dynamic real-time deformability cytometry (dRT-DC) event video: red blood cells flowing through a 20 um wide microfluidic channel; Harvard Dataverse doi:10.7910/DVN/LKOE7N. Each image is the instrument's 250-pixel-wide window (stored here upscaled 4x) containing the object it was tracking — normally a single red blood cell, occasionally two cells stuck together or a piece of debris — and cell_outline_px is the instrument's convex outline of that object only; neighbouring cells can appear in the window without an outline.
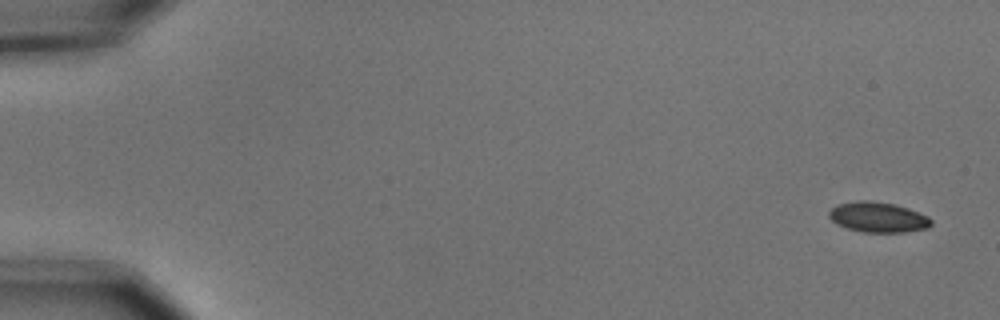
{"species": "common noctule bat (a hibernating species)", "species_latin": "Nyctalus noctula", "temperature_condition": "cold", "stored_images_in_passage": 6, "camera_frame_rate_fps": 3000, "um_per_image_px": 0.085, "animal": {"sex": "male", "body_mass_g": 15.6}, "frame": {"image": 1, "passage_image": 1, "time_ms": 0.0, "image_size_px": [1000, 320], "cell_outline_px": [[932, 224], [928, 228], [904, 232], [864, 232], [848, 228], [836, 224], [828, 216], [828, 212], [836, 204], [856, 200], [872, 200], [896, 204], [908, 208], [928, 216], [932, 220]], "centroid_in_image_um": [74.62, 18.44], "position_along_channel_um": 10.4, "area_um2": 18.21}}
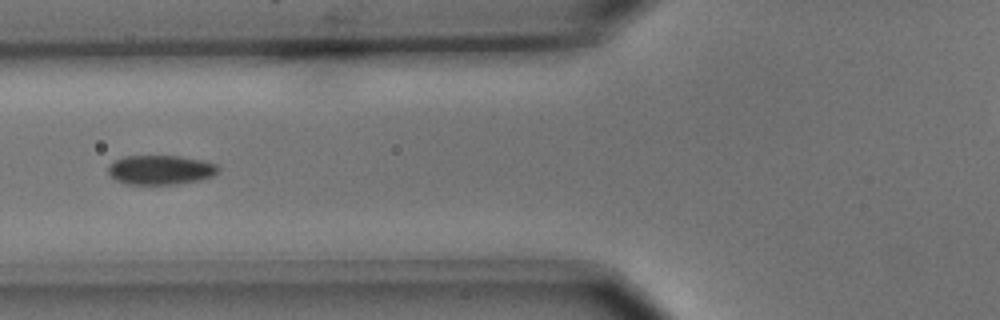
{"frame": {"image": 2, "passage_image": 6, "time_ms": 1.667, "image_size_px": [1000, 320], "cell_outline_px": [[220, 172], [212, 176], [200, 180], [176, 184], [124, 184], [116, 180], [108, 172], [108, 164], [124, 156], [180, 156], [200, 160], [216, 164], [220, 168]], "centroid_in_image_um": [13.65, 14.44], "position_along_channel_um": 112.1, "area_um2": 18.9}}